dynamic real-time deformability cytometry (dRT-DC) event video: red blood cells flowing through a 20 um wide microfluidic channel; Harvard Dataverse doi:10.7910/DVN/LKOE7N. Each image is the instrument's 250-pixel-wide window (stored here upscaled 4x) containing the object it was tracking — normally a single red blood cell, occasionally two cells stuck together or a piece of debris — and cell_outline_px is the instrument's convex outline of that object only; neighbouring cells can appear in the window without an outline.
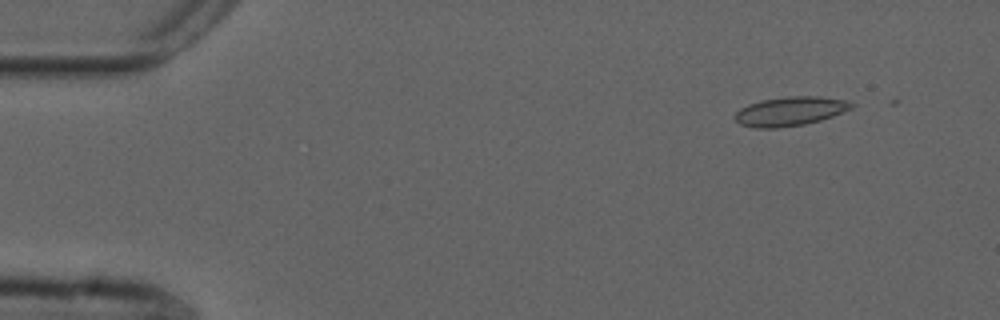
{"species": "common noctule bat (a hibernating species)", "species_latin": "Nyctalus noctula", "temperature_condition": "cold", "stored_images_in_passage": 21, "camera_frame_rate_fps": 3000, "um_per_image_px": 0.085, "animal": {"sex": "male", "forearm_length_mm": 52.5}, "frame": {"image": 1, "passage_image": 6, "time_ms": 1.667, "image_size_px": [1000, 320], "cell_outline_px": [[856, 104], [852, 108], [832, 116], [820, 120], [804, 124], [776, 128], [756, 128], [740, 124], [732, 116], [740, 108], [748, 104], [760, 100], [788, 96], [820, 96], [848, 100]], "centroid_in_image_um": [67.15, 9.44], "position_along_channel_um": 17.8, "area_um2": 19.88}}
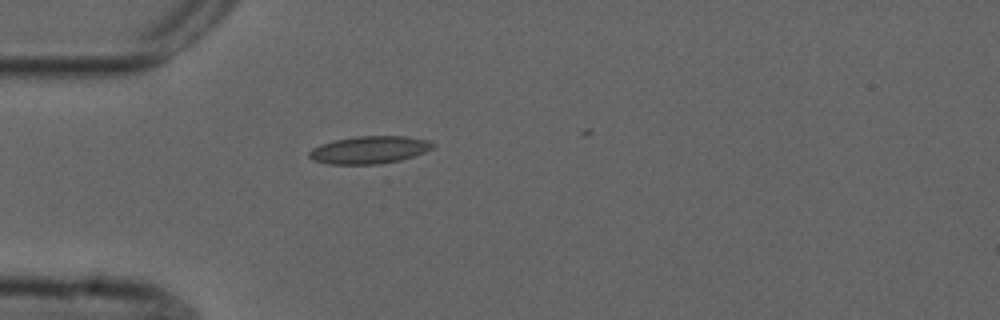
{"frame": {"image": 2, "passage_image": 16, "time_ms": 5.0, "image_size_px": [1000, 320], "cell_outline_px": [[436, 144], [432, 148], [424, 152], [400, 160], [380, 164], [328, 164], [312, 160], [308, 156], [308, 152], [312, 148], [320, 144], [336, 140], [356, 136], [404, 136], [428, 140]], "centroid_in_image_um": [31.37, 12.74], "position_along_channel_um": 53.6, "area_um2": 19.83}}
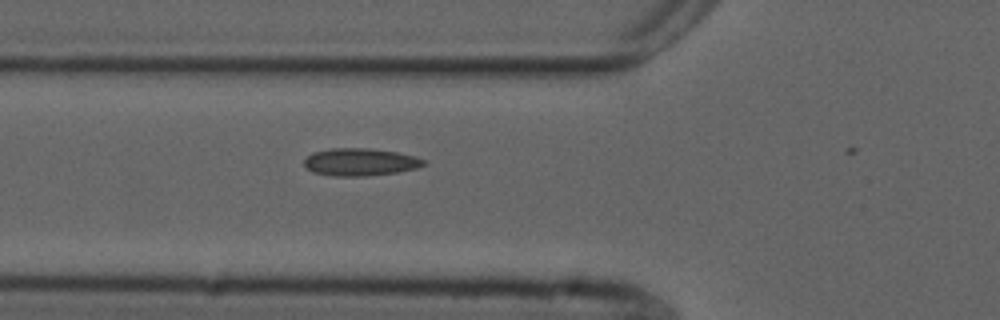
{"frame": {"image": 3, "passage_image": 20, "time_ms": 6.333, "image_size_px": [1000, 320], "cell_outline_px": [[428, 164], [416, 168], [396, 172], [364, 176], [332, 176], [312, 172], [304, 164], [304, 160], [312, 152], [332, 148], [368, 148], [396, 152], [416, 156], [428, 160]], "centroid_in_image_um": [30.65, 13.77], "position_along_channel_um": 95.2, "area_um2": 19.25}}